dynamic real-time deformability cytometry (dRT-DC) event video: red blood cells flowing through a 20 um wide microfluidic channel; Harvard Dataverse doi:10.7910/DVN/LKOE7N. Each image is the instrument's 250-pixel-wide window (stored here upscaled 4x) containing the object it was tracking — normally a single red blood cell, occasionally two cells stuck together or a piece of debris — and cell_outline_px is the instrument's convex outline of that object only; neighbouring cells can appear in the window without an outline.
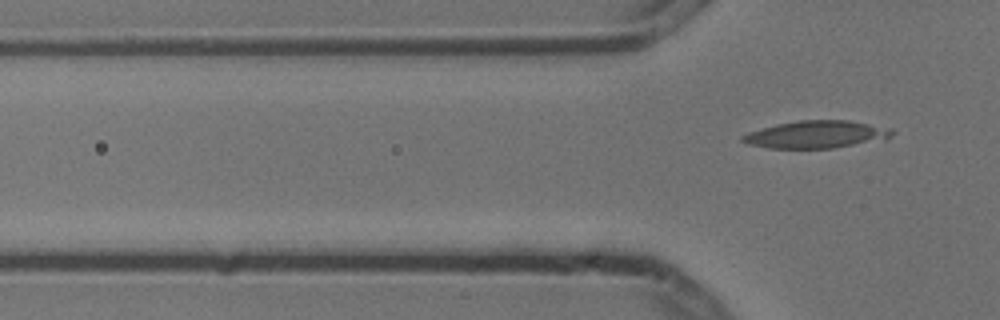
{"species": "common noctule bat (a hibernating species)", "species_latin": "Nyctalus noctula", "temperature_condition": "cold", "stored_images_in_passage": 3, "camera_frame_rate_fps": 3000, "um_per_image_px": 0.085, "animal": {"sex": "male", "body_mass_g": 13.3}, "frame": {"image": 1, "passage_image": 3, "time_ms": 0.667, "image_size_px": [1000, 320], "cell_outline_px": [[896, 132], [892, 136], [884, 140], [832, 148], [768, 148], [748, 144], [740, 140], [740, 136], [748, 132], [776, 124], [800, 120], [848, 120], [892, 128]], "centroid_in_image_um": [69.42, 11.43], "position_along_channel_um": 56.4, "area_um2": 24.1}}